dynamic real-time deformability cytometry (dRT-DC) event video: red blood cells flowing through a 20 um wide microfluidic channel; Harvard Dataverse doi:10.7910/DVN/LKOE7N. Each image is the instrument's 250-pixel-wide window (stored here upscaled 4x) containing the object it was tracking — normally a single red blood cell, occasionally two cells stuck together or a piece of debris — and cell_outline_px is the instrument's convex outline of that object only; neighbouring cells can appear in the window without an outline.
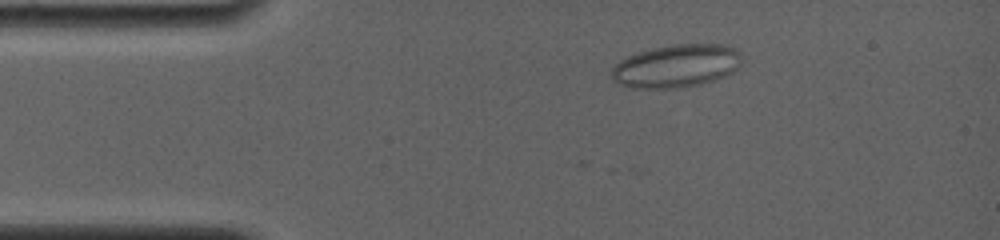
{"species": "common noctule bat (a hibernating species)", "species_latin": "Nyctalus noctula", "temperature_condition": "room temperature", "stored_images_in_passage": 28, "camera_frame_rate_fps": 4000, "um_per_image_px": 0.085, "animal": {"sex": "female", "body_mass_g": 19.0, "forearm_length_mm": 56.7}, "frame": {"image": 1, "passage_image": 6, "time_ms": 0.75, "image_size_px": [1000, 240], "cell_outline_px": [[740, 64], [732, 72], [724, 76], [700, 84], [680, 88], [628, 88], [612, 80], [612, 68], [620, 60], [628, 56], [652, 48], [672, 44], [724, 44], [736, 48], [740, 52]], "centroid_in_image_um": [57.48, 5.6], "position_along_channel_um": 27.5, "area_um2": 32.6}}
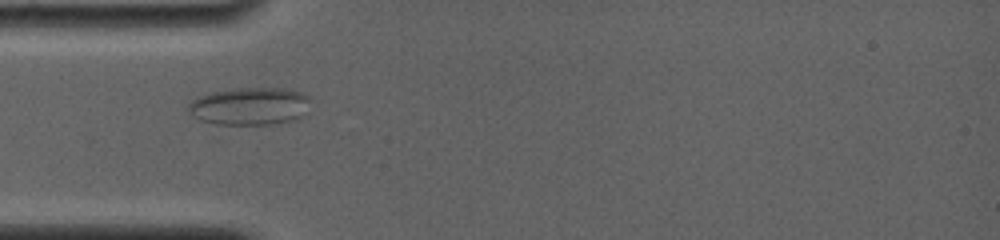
{"frame": {"image": 2, "passage_image": 21, "time_ms": 3.0, "image_size_px": [1000, 240], "cell_outline_px": [[308, 112], [296, 120], [272, 124], [216, 124], [200, 120], [192, 116], [188, 108], [188, 104], [196, 96], [208, 92], [236, 88], [284, 88], [300, 92], [308, 96]], "centroid_in_image_um": [21.21, 9.02], "position_along_channel_um": 63.8, "area_um2": 27.05}}
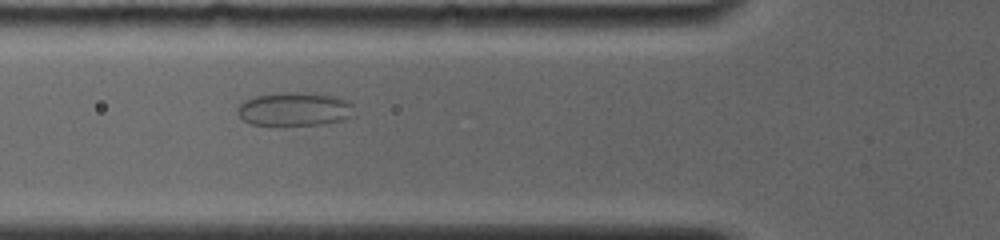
{"frame": {"image": 3, "passage_image": 27, "time_ms": 4.0, "image_size_px": [1000, 240], "cell_outline_px": [[356, 116], [324, 124], [252, 124], [244, 120], [236, 112], [236, 108], [244, 100], [256, 96], [280, 92], [308, 92], [332, 96], [344, 100], [352, 104]], "centroid_in_image_um": [25.04, 9.26], "position_along_channel_um": 100.8, "area_um2": 22.72}}